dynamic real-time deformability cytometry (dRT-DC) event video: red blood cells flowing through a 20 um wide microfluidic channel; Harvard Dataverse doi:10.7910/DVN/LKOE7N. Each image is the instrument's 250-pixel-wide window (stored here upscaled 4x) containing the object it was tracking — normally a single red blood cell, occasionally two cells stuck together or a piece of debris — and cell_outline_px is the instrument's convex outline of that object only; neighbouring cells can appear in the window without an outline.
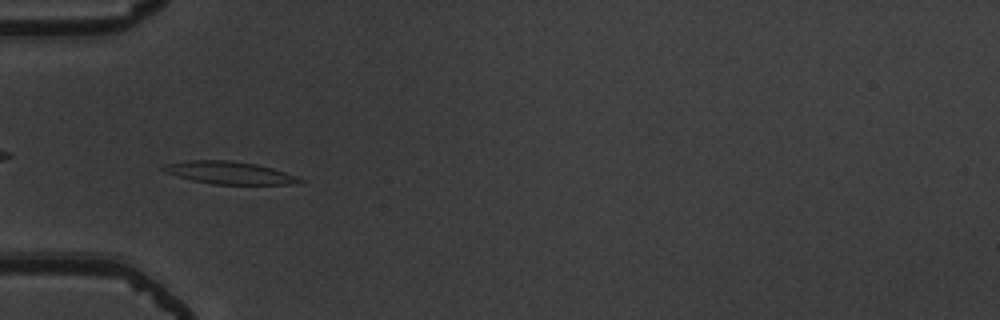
{"species": "common noctule bat (a hibernating species)", "species_latin": "Nyctalus noctula", "temperature_condition": "warm", "stored_images_in_passage": 53, "camera_frame_rate_fps": 3000, "um_per_image_px": 0.085, "animal": {"sex": "male", "body_mass_g": 19.5, "forearm_length_mm": 54.6}, "frame": {"image": 1, "passage_image": 18, "time_ms": 5.667, "image_size_px": [1000, 320], "cell_outline_px": [[304, 180], [288, 184], [212, 184], [192, 180], [176, 176], [164, 172], [160, 168], [168, 164], [184, 160], [232, 160], [256, 164], [272, 168], [296, 176]], "centroid_in_image_um": [19.42, 14.67], "position_along_channel_um": 65.6, "area_um2": 17.74}}
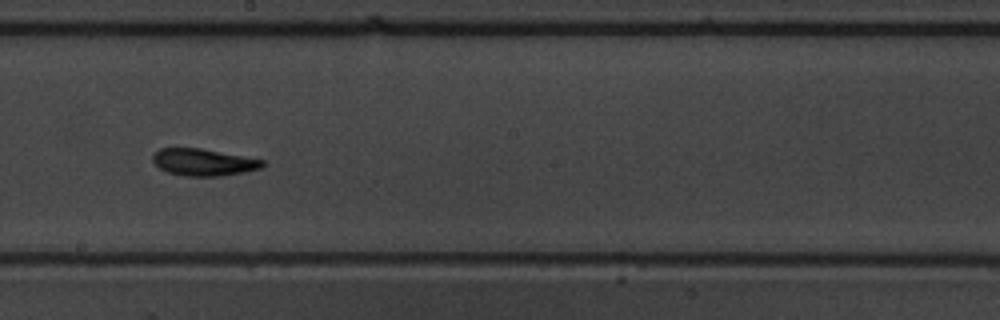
{"frame": {"image": 2, "passage_image": 31, "time_ms": 10.0, "image_size_px": [1000, 320], "cell_outline_px": [[264, 164], [260, 168], [244, 172], [220, 176], [184, 176], [168, 172], [160, 168], [152, 160], [152, 156], [160, 148], [200, 148], [264, 160]], "centroid_in_image_um": [17.28, 13.79], "position_along_channel_um": 230.9, "area_um2": 17.05}}
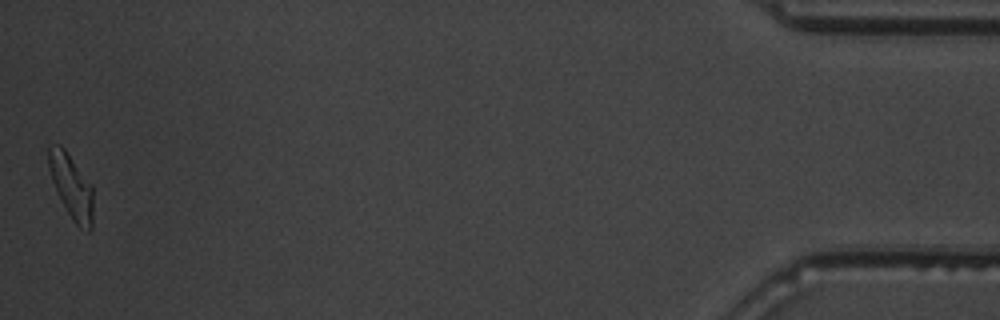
{"frame": {"image": 3, "passage_image": 53, "time_ms": 17.333, "image_size_px": [1000, 320], "cell_outline_px": [[92, 228], [88, 232], [80, 228], [72, 220], [52, 180], [48, 168], [48, 144], [60, 144], [64, 148], [92, 184]], "centroid_in_image_um": [6.07, 15.81], "position_along_channel_um": 429.1, "area_um2": 16.53}, "authors_computed_cell_mechanics": {"area_um2": 17.2822, "velocity_mm_per_s": 3.8774, "shape_relaxation_time_tau1_ms": 3.3429, "shape_relaxation_time_tau2_ms": 2.8791, "deformation_change_tau1": 0.1633, "deformation_change_tau2": 0.1201}}